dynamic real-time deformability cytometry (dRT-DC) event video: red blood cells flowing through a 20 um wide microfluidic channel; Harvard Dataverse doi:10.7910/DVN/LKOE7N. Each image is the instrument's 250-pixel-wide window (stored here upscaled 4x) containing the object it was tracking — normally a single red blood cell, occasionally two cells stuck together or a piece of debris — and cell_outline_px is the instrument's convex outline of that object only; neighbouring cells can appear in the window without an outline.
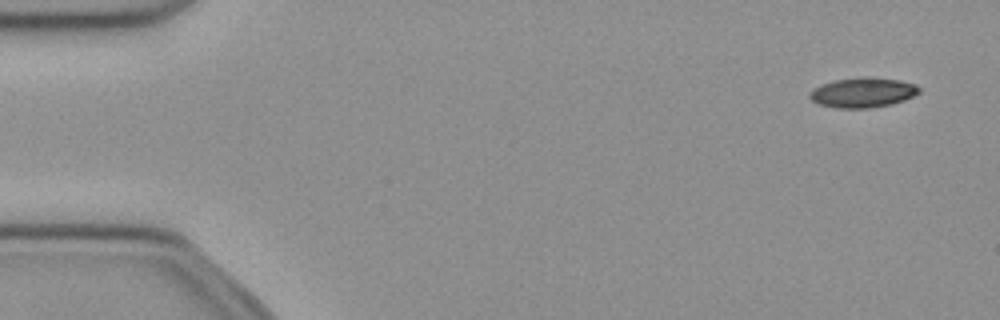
{"species": "common noctule bat (a hibernating species)", "species_latin": "Nyctalus noctula", "temperature_condition": "cold", "stored_images_in_passage": 51, "camera_frame_rate_fps": 3000, "um_per_image_px": 0.085, "animal": {"sex": "female", "body_mass_g": 21.9}, "frame": {"image": 1, "passage_image": 3, "time_ms": 0.667, "image_size_px": [1000, 320], "cell_outline_px": [[920, 92], [904, 100], [892, 104], [868, 108], [836, 108], [820, 104], [812, 100], [808, 96], [808, 92], [820, 84], [832, 80], [864, 76], [868, 76], [900, 80], [916, 84], [920, 88]], "centroid_in_image_um": [73.32, 7.85], "position_along_channel_um": 11.7, "area_um2": 19.31}}
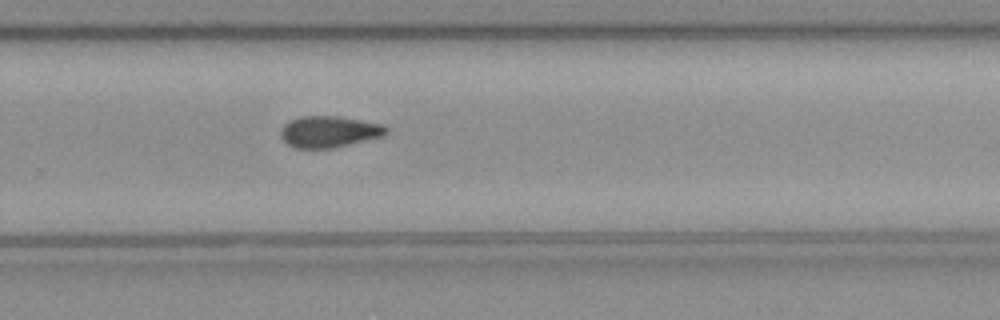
{"frame": {"image": 2, "passage_image": 34, "time_ms": 11.0, "image_size_px": [1000, 320], "cell_outline_px": [[388, 132], [384, 136], [332, 148], [292, 148], [280, 136], [280, 132], [284, 124], [288, 120], [300, 116], [336, 116], [384, 124], [388, 128]], "centroid_in_image_um": [27.96, 11.19], "position_along_channel_um": 301.8, "area_um2": 19.42}}
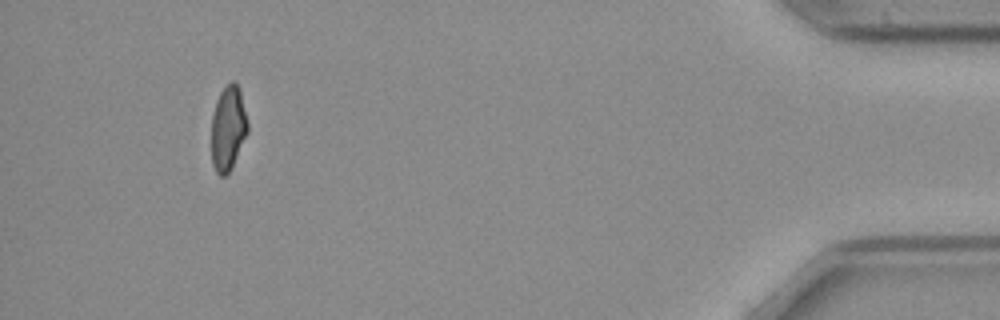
{"frame": {"image": 3, "passage_image": 48, "time_ms": 15.667, "image_size_px": [1000, 320], "cell_outline_px": [[248, 132], [232, 168], [224, 176], [220, 176], [216, 172], [212, 164], [212, 116], [216, 100], [220, 92], [232, 80], [236, 80], [240, 88], [248, 120]], "centroid_in_image_um": [19.41, 10.88], "position_along_channel_um": 415.8, "area_um2": 18.15}, "authors_computed_cell_mechanics": {"area_um2": 19.4786, "velocity_mm_per_s": 3.9917, "shape_relaxation_time_tau1_ms": 10.5492, "shape_relaxation_time_tau2_ms": null, "deformation_change_tau1": 0.1837, "deformation_change_tau2": null}}